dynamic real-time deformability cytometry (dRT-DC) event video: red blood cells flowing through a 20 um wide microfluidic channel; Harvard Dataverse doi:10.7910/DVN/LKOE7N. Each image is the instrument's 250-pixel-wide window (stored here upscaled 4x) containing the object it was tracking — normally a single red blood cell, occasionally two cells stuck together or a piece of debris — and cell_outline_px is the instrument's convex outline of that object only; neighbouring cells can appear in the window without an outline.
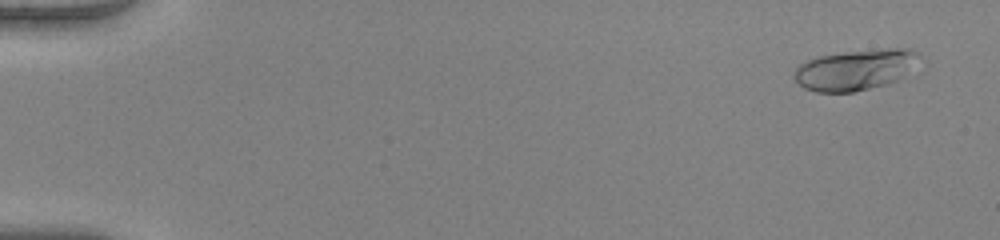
{"species": "human", "species_latin": "Homo sapiens", "temperature_condition": "warm", "stored_images_in_passage": 51, "camera_frame_rate_fps": 3000, "um_per_image_px": 0.085, "donor": {"sex": "female"}, "frame": {"image": 1, "passage_image": 3, "time_ms": 0.667, "image_size_px": [1000, 240], "cell_outline_px": [[916, 52], [900, 80], [888, 84], [852, 92], [816, 92], [804, 88], [792, 76], [796, 68], [800, 64], [808, 60], [820, 56], [844, 52], [888, 48], [908, 48]], "centroid_in_image_um": [72.57, 5.95], "position_along_channel_um": 12.4, "area_um2": 28.78}}
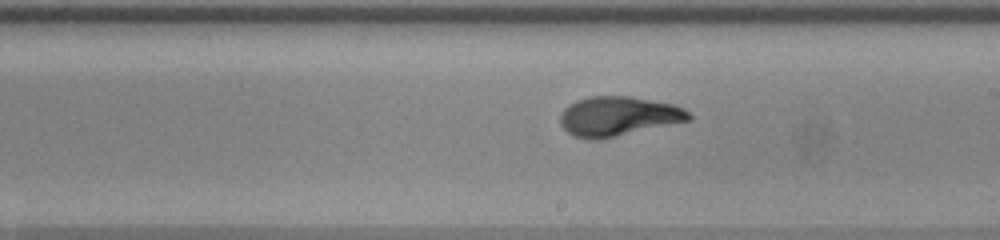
{"frame": {"image": 2, "passage_image": 31, "time_ms": 10.0, "image_size_px": [1000, 240], "cell_outline_px": [[692, 120], [600, 140], [588, 140], [572, 136], [560, 124], [560, 112], [568, 104], [576, 100], [592, 96], [632, 96], [676, 104], [684, 108], [692, 116]], "centroid_in_image_um": [52.56, 9.88], "position_along_channel_um": 236.4, "area_um2": 30.17}}
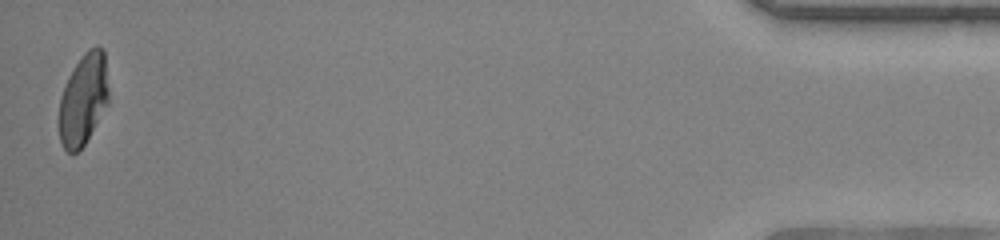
{"frame": {"image": 3, "passage_image": 51, "time_ms": 16.667, "image_size_px": [1000, 240], "cell_outline_px": [[108, 104], [84, 144], [76, 152], [68, 152], [64, 148], [60, 140], [60, 96], [76, 64], [84, 52], [88, 48], [96, 44], [104, 52], [108, 88]], "centroid_in_image_um": [7.1, 8.43], "position_along_channel_um": 428.1, "area_um2": 25.84}, "authors_computed_cell_mechanics": {"area_um2": 28.6688, "velocity_mm_per_s": 4.1053, "shape_relaxation_time_tau1_ms": 4.1323, "shape_relaxation_time_tau2_ms": null, "deformation_change_tau1": 0.2094, "deformation_change_tau2": null}}